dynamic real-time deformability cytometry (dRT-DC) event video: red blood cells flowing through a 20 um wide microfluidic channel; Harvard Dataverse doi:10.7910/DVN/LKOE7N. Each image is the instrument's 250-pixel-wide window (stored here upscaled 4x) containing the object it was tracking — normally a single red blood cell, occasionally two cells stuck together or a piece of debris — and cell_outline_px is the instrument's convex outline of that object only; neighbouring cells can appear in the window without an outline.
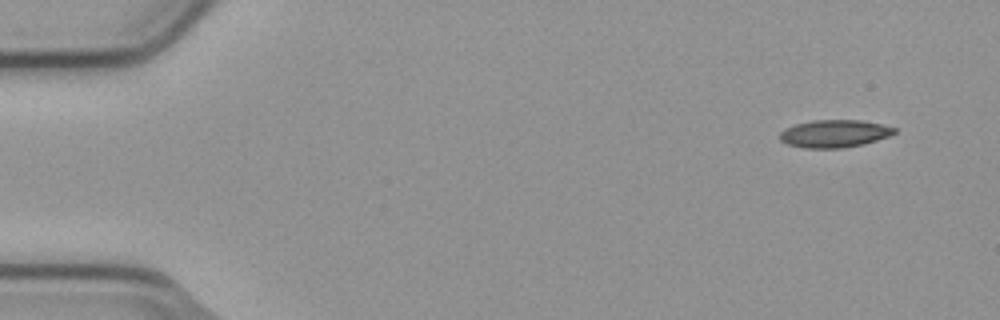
{"species": "common noctule bat (a hibernating species)", "species_latin": "Nyctalus noctula", "temperature_condition": "cold", "stored_images_in_passage": 5, "camera_frame_rate_fps": 3000, "um_per_image_px": 0.085, "animal": {"sex": "male", "body_mass_g": 23.1, "forearm_length_mm": 52.7}, "frame": {"image": 1, "passage_image": 1, "time_ms": 0.0, "image_size_px": [1000, 320], "cell_outline_px": [[896, 132], [888, 136], [864, 144], [840, 148], [804, 148], [788, 144], [780, 140], [780, 132], [784, 128], [796, 124], [812, 120], [860, 120], [880, 124], [896, 128]], "centroid_in_image_um": [70.9, 11.35], "position_along_channel_um": 14.1, "area_um2": 18.32}}
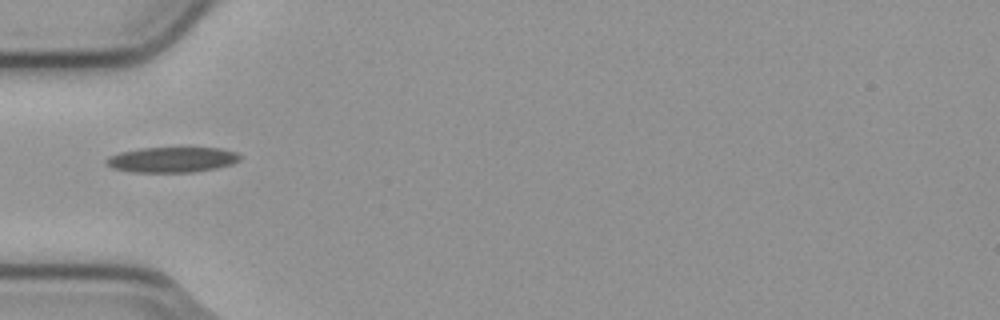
{"frame": {"image": 2, "passage_image": 5, "time_ms": 1.333, "image_size_px": [1000, 320], "cell_outline_px": [[240, 160], [232, 164], [216, 168], [192, 172], [132, 172], [112, 168], [104, 160], [108, 156], [120, 152], [140, 148], [220, 148], [236, 152], [240, 156]], "centroid_in_image_um": [14.61, 13.57], "position_along_channel_um": 70.4, "area_um2": 19.71}}